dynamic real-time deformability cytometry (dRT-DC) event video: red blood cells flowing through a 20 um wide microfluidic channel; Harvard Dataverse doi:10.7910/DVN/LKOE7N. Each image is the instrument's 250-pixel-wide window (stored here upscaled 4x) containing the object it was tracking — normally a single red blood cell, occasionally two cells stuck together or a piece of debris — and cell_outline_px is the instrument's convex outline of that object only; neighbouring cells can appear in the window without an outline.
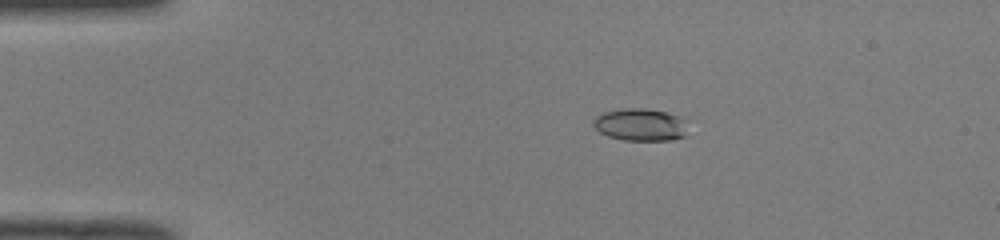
{"species": "common noctule bat (a hibernating species)", "species_latin": "Nyctalus noctula", "temperature_condition": "room temperature", "stored_images_in_passage": 50, "camera_frame_rate_fps": 3000, "um_per_image_px": 0.085, "animal": {"sex": "male", "body_mass_g": 19.0, "forearm_length_mm": 50.8}, "frame": {"image": 1, "passage_image": 9, "time_ms": 2.667, "image_size_px": [1000, 240], "cell_outline_px": [[684, 136], [672, 140], [624, 140], [608, 136], [600, 132], [592, 124], [592, 120], [596, 116], [604, 112], [624, 108], [644, 108], [668, 112], [676, 116], [680, 120], [684, 132]], "centroid_in_image_um": [54.33, 10.59], "position_along_channel_um": 30.7, "area_um2": 17.4}}
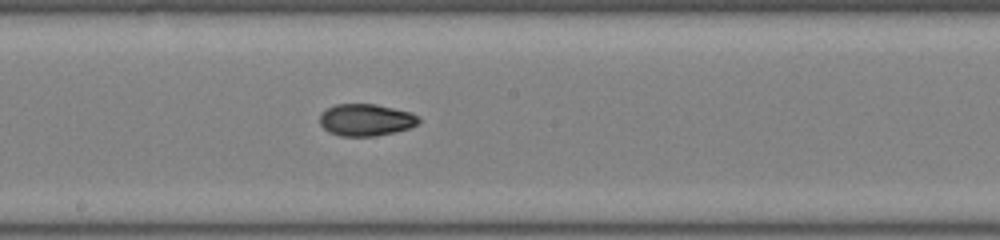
{"frame": {"image": 2, "passage_image": 27, "time_ms": 8.667, "image_size_px": [1000, 240], "cell_outline_px": [[420, 120], [416, 124], [408, 128], [376, 136], [340, 136], [328, 132], [320, 124], [320, 112], [336, 104], [376, 104], [412, 112], [420, 116]], "centroid_in_image_um": [31.09, 10.18], "position_along_channel_um": 217.1, "area_um2": 18.5}}
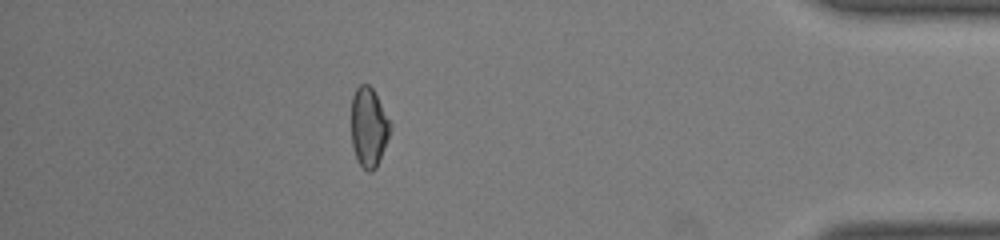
{"frame": {"image": 3, "passage_image": 44, "time_ms": 14.333, "image_size_px": [1000, 240], "cell_outline_px": [[392, 128], [376, 168], [372, 172], [368, 172], [356, 160], [352, 144], [352, 96], [356, 88], [360, 84], [368, 84], [372, 88], [392, 124]], "centroid_in_image_um": [31.35, 10.82], "position_along_channel_um": 403.9, "area_um2": 17.98}, "authors_computed_cell_mechanics": {"area_um2": 18.207, "velocity_mm_per_s": 4.0414, "shape_relaxation_time_tau1_ms": null, "shape_relaxation_time_tau2_ms": 2.154, "deformation_change_tau1": null, "deformation_change_tau2": 0.062}}